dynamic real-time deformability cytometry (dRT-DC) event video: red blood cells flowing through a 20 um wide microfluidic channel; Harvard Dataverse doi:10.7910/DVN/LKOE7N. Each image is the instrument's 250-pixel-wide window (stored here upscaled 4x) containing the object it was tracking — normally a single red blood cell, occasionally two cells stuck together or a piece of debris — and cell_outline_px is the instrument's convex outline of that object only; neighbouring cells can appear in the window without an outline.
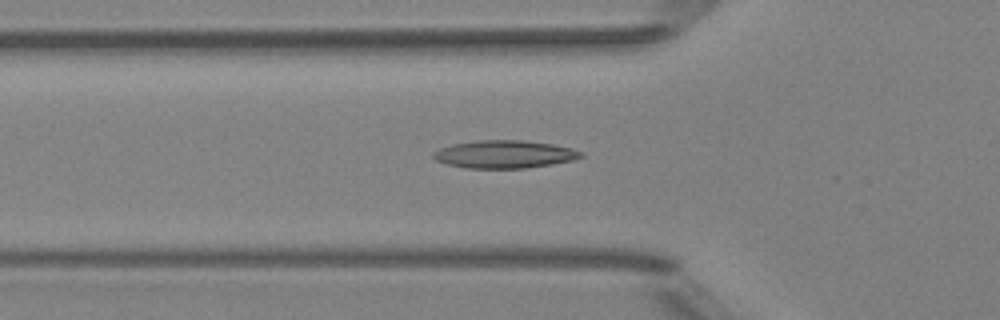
{"species": "Egyptian fruit bat (a non-hibernating species)", "species_latin": "Rousettus aegyptiacus", "temperature_condition": "room temperature", "stored_images_in_passage": 37, "camera_frame_rate_fps": 3000, "um_per_image_px": 0.085, "animal": {"sex": "female"}, "frame": {"image": 1, "passage_image": 8, "time_ms": 2.333, "image_size_px": [1000, 320], "cell_outline_px": [[584, 156], [572, 160], [552, 164], [524, 168], [468, 168], [448, 164], [436, 160], [432, 156], [432, 152], [440, 148], [452, 144], [476, 140], [524, 140], [552, 144], [572, 148], [584, 152]], "centroid_in_image_um": [42.88, 13.1], "position_along_channel_um": 82.9, "area_um2": 23.93}}
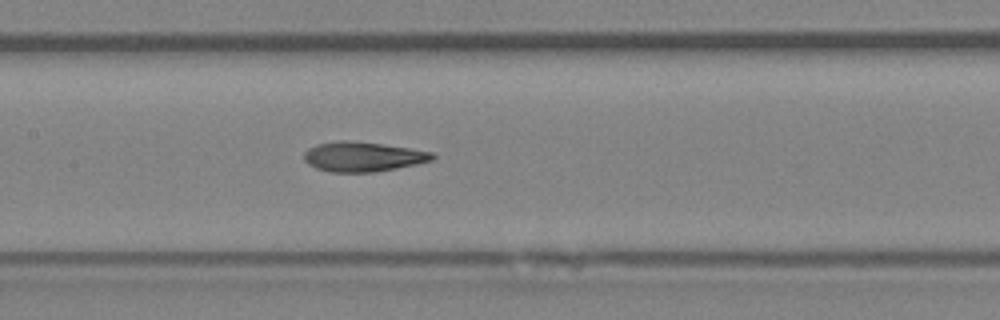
{"frame": {"image": 2, "passage_image": 15, "time_ms": 4.667, "image_size_px": [1000, 320], "cell_outline_px": [[436, 156], [432, 160], [416, 164], [372, 172], [332, 172], [316, 168], [308, 164], [304, 160], [304, 152], [308, 148], [316, 144], [340, 140], [348, 140], [380, 144], [408, 148], [432, 152]], "centroid_in_image_um": [30.8, 13.31], "position_along_channel_um": 176.6, "area_um2": 22.02}}
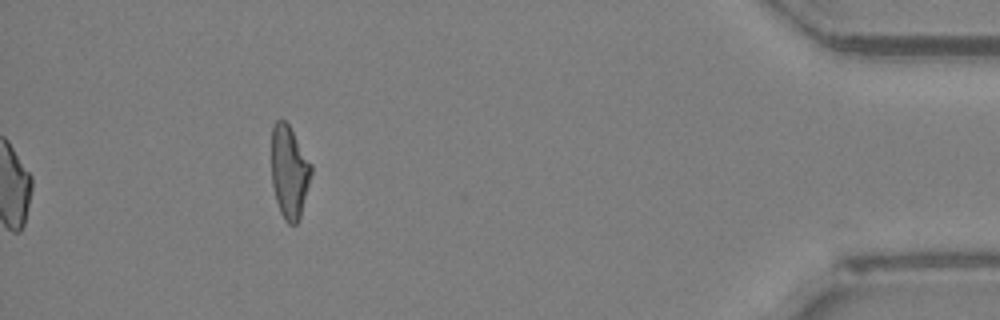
{"frame": {"image": 3, "passage_image": 37, "time_ms": 12.0, "image_size_px": [1000, 320], "cell_outline_px": [[312, 172], [300, 220], [296, 224], [288, 224], [284, 220], [280, 212], [276, 200], [272, 184], [272, 124], [276, 120], [284, 120], [288, 124], [312, 164]], "centroid_in_image_um": [24.59, 14.64], "position_along_channel_um": 410.6, "area_um2": 21.56}, "authors_computed_cell_mechanics": {"area_um2": 22.3686, "velocity_mm_per_s": 4.0066, "shape_relaxation_time_tau1_ms": null, "shape_relaxation_time_tau2_ms": 2.9828, "deformation_change_tau1": null, "deformation_change_tau2": 0.108}}